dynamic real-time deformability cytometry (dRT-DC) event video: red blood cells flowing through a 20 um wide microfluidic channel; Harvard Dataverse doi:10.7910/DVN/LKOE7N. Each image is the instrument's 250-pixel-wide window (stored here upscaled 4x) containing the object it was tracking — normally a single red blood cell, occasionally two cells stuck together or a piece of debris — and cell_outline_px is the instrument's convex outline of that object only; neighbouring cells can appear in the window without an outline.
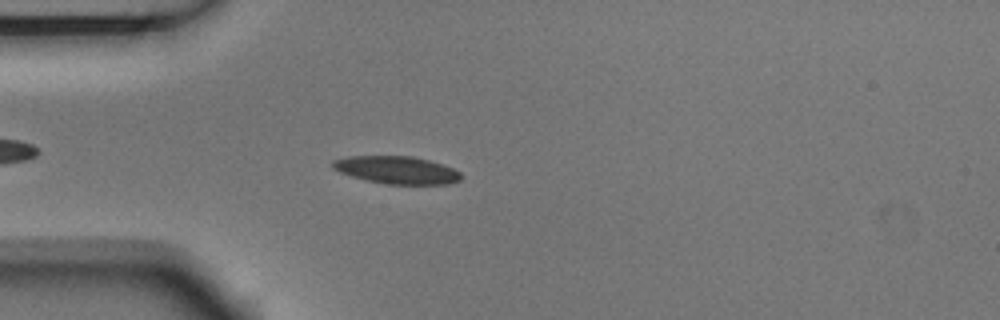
{"species": "Egyptian fruit bat (a non-hibernating species)", "species_latin": "Rousettus aegyptiacus", "temperature_condition": "room temperature", "stored_images_in_passage": 3, "camera_frame_rate_fps": 3000, "um_per_image_px": 0.085, "animal": {"sex": "male"}, "frame": {"image": 1, "passage_image": 2, "time_ms": 0.333, "image_size_px": [1000, 320], "cell_outline_px": [[460, 180], [448, 184], [388, 184], [368, 180], [352, 176], [340, 172], [332, 168], [332, 160], [348, 156], [412, 156], [428, 160], [452, 168], [460, 172]], "centroid_in_image_um": [33.7, 14.44], "position_along_channel_um": 51.3, "area_um2": 20.4}}